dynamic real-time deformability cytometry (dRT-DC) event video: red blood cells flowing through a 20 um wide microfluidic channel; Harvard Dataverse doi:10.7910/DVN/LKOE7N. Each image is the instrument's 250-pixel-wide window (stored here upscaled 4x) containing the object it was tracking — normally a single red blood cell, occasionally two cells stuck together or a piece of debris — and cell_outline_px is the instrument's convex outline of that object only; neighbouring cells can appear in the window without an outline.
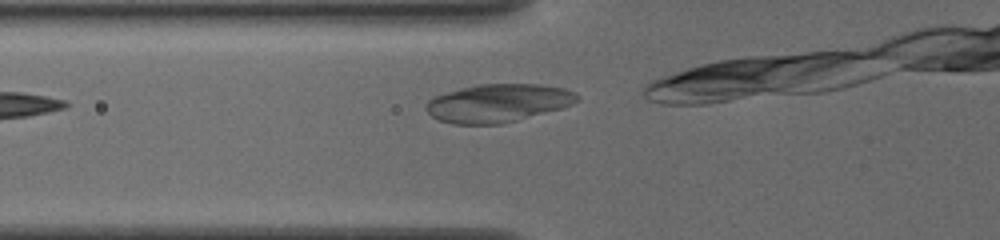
{"species": "common noctule bat (a hibernating species)", "species_latin": "Nyctalus noctula", "temperature_condition": "cold", "stored_images_in_passage": 6, "camera_frame_rate_fps": 3000, "um_per_image_px": 0.085, "animal": {"sex": "female", "body_mass_g": 19.5, "forearm_length_mm": 54.1}, "frame": {"image": 1, "passage_image": 2, "time_ms": 0.333, "image_size_px": [1000, 240], "cell_outline_px": [[580, 100], [572, 104], [560, 108], [516, 120], [500, 124], [452, 124], [440, 120], [432, 116], [424, 108], [428, 100], [436, 96], [448, 92], [480, 84], [540, 84], [564, 88], [576, 92], [580, 96]], "centroid_in_image_um": [42.35, 8.76], "position_along_channel_um": 83.4, "area_um2": 33.29}}
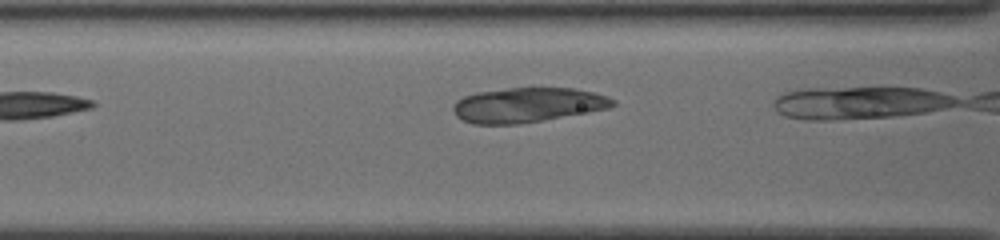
{"frame": {"image": 2, "passage_image": 5, "time_ms": 1.333, "image_size_px": [1000, 240], "cell_outline_px": [[616, 104], [608, 108], [588, 112], [544, 120], [516, 124], [472, 124], [456, 116], [452, 108], [452, 104], [456, 100], [464, 96], [476, 92], [508, 88], [572, 88], [592, 92], [608, 96], [616, 100]], "centroid_in_image_um": [44.82, 8.92], "position_along_channel_um": 121.8, "area_um2": 32.31}}